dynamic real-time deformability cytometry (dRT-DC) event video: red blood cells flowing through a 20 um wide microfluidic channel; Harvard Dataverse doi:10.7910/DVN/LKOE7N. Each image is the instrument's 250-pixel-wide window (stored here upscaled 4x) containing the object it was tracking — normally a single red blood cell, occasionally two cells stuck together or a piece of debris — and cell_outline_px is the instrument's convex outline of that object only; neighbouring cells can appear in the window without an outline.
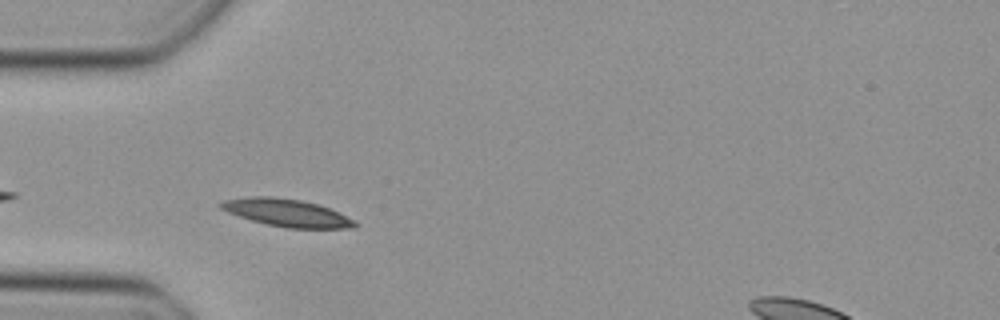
{"species": "Egyptian fruit bat (a non-hibernating species)", "species_latin": "Rousettus aegyptiacus", "temperature_condition": "cold", "stored_images_in_passage": 35, "camera_frame_rate_fps": 3000, "um_per_image_px": 0.085, "animal": {"sex": "female"}, "frame": {"image": 1, "passage_image": 3, "time_ms": 0.667, "image_size_px": [1000, 320], "cell_outline_px": [[360, 224], [356, 228], [288, 228], [268, 224], [252, 220], [228, 212], [220, 208], [216, 204], [224, 200], [248, 196], [272, 196], [300, 200], [316, 204], [328, 208]], "centroid_in_image_um": [24.33, 18.08], "position_along_channel_um": 60.7, "area_um2": 21.21}}
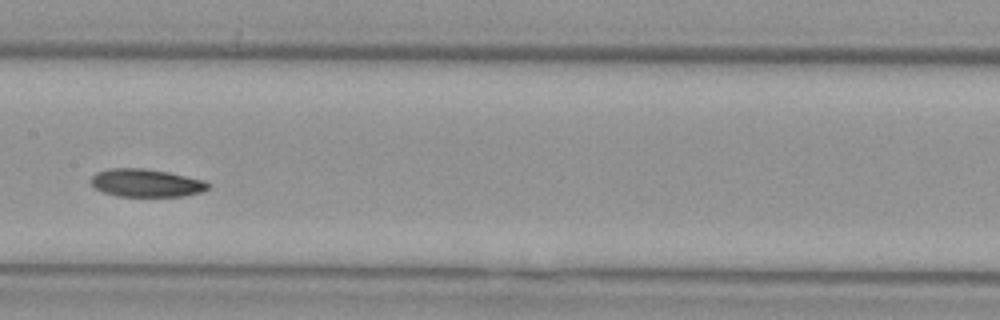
{"frame": {"image": 2, "passage_image": 13, "time_ms": 4.0, "image_size_px": [1000, 320], "cell_outline_px": [[208, 188], [200, 192], [184, 196], [116, 196], [104, 192], [96, 188], [92, 184], [92, 176], [96, 172], [108, 168], [144, 168], [168, 172], [204, 180], [208, 184]], "centroid_in_image_um": [12.4, 15.54], "position_along_channel_um": 195.0, "area_um2": 18.9}}
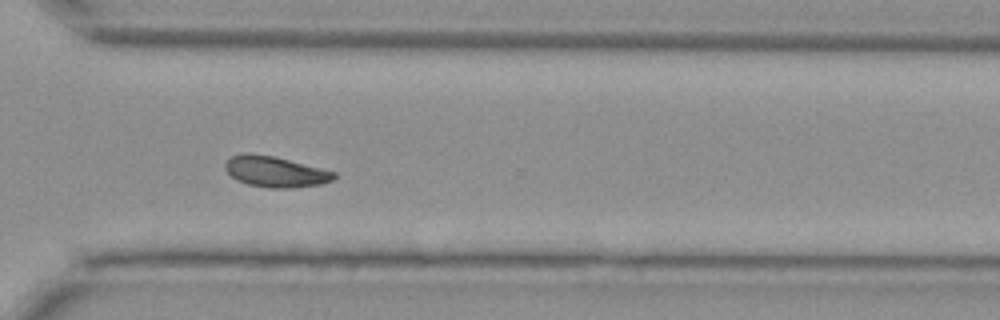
{"frame": {"image": 3, "passage_image": 24, "time_ms": 7.667, "image_size_px": [1000, 320], "cell_outline_px": [[336, 176], [332, 180], [320, 184], [288, 188], [272, 188], [248, 184], [236, 180], [224, 168], [224, 164], [232, 156], [244, 152], [248, 152], [272, 156], [336, 172]], "centroid_in_image_um": [23.37, 14.59], "position_along_channel_um": 347.2, "area_um2": 19.25}}